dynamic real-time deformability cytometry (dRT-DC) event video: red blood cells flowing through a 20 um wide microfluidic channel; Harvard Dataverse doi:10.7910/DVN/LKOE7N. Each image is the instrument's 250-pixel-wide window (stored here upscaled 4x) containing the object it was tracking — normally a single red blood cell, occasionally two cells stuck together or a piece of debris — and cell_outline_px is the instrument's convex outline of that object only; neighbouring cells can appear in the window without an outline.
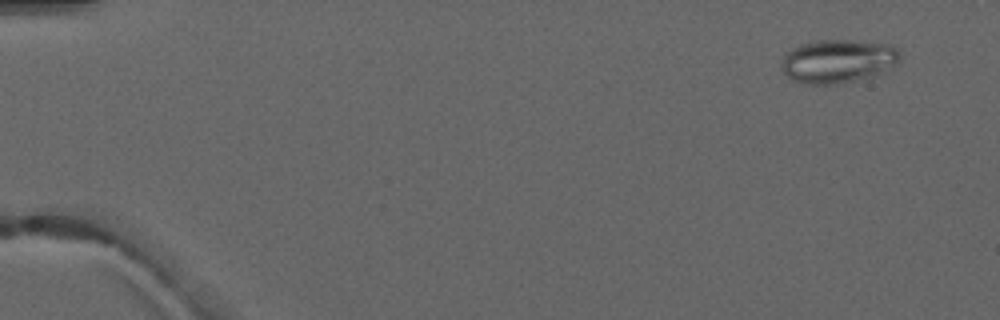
{"species": "common noctule bat (a hibernating species)", "species_latin": "Nyctalus noctula", "temperature_condition": "warm", "stored_images_in_passage": 5, "camera_frame_rate_fps": 3000, "um_per_image_px": 0.085, "animal": {"sex": "male", "forearm_length_mm": 52.5}, "frame": {"image": 1, "passage_image": 1, "time_ms": 0.0, "image_size_px": [1000, 320], "cell_outline_px": [[900, 64], [872, 76], [836, 84], [808, 84], [792, 80], [784, 72], [784, 56], [792, 48], [800, 44], [816, 40], [856, 40], [892, 44], [900, 52]], "centroid_in_image_um": [71.3, 5.18], "position_along_channel_um": 13.7, "area_um2": 30.06}}